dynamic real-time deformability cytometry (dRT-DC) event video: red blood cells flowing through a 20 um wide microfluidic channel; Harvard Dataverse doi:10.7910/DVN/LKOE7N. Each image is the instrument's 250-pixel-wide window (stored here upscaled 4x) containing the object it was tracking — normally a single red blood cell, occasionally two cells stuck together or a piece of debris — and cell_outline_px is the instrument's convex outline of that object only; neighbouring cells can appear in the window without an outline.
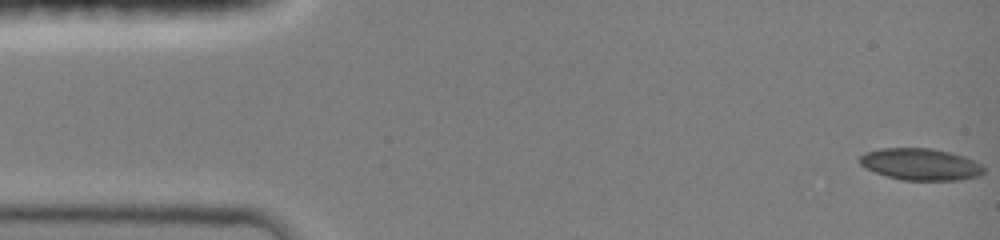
{"species": "common noctule bat (a hibernating species)", "species_latin": "Nyctalus noctula", "temperature_condition": "room temperature", "stored_images_in_passage": 5, "camera_frame_rate_fps": 3000, "um_per_image_px": 0.085, "animal": {"sex": "female", "body_mass_g": 19.0, "forearm_length_mm": 51.5}, "frame": {"image": 1, "passage_image": 1, "time_ms": 0.0, "image_size_px": [1000, 240], "cell_outline_px": [[984, 172], [980, 176], [960, 180], [904, 180], [888, 176], [876, 172], [860, 164], [860, 156], [868, 152], [880, 148], [932, 148], [964, 156], [980, 164], [984, 168]], "centroid_in_image_um": [78.28, 13.96], "position_along_channel_um": 6.7, "area_um2": 22.72}}